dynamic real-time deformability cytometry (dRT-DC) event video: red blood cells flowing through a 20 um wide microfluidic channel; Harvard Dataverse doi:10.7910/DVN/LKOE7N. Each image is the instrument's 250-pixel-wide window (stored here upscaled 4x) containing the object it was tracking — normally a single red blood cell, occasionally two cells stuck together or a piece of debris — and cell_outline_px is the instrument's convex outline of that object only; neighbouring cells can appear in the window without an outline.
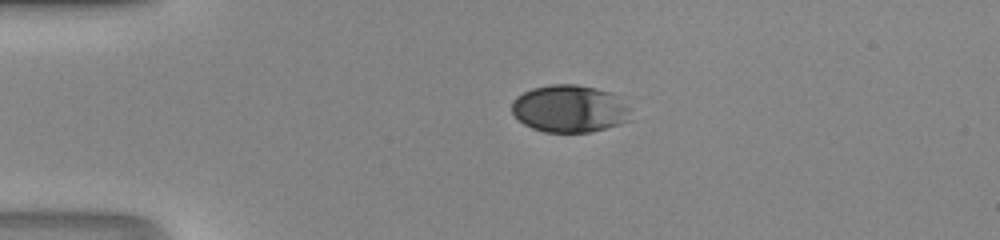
{"species": "human", "species_latin": "Homo sapiens", "temperature_condition": "room temperature", "stored_images_in_passage": 37, "camera_frame_rate_fps": 3000, "um_per_image_px": 0.085, "donor": {"sex": "male"}, "frame": {"image": 1, "passage_image": 1, "time_ms": 0.0, "image_size_px": [1000, 240], "cell_outline_px": [[632, 120], [620, 124], [592, 132], [544, 132], [532, 128], [524, 124], [512, 112], [512, 100], [516, 96], [532, 88], [552, 84], [576, 84], [596, 88], [612, 92], [628, 108]], "centroid_in_image_um": [48.41, 9.24], "position_along_channel_um": 36.6, "area_um2": 32.89}}
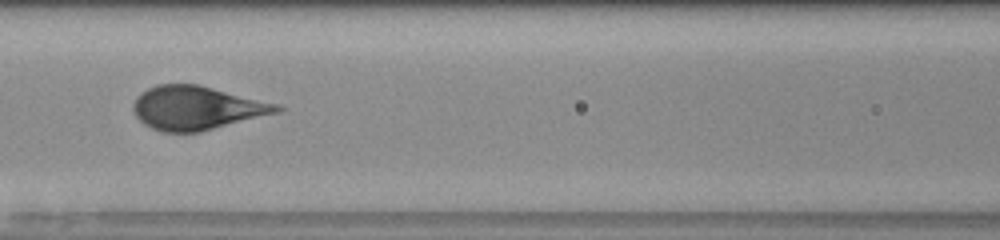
{"frame": {"image": 2, "passage_image": 12, "time_ms": 3.667, "image_size_px": [1000, 240], "cell_outline_px": [[284, 108], [280, 112], [200, 132], [164, 132], [152, 128], [144, 124], [136, 116], [132, 108], [132, 104], [136, 96], [140, 92], [156, 84], [200, 84], [280, 104]], "centroid_in_image_um": [16.72, 9.16], "position_along_channel_um": 149.9, "area_um2": 36.88}}
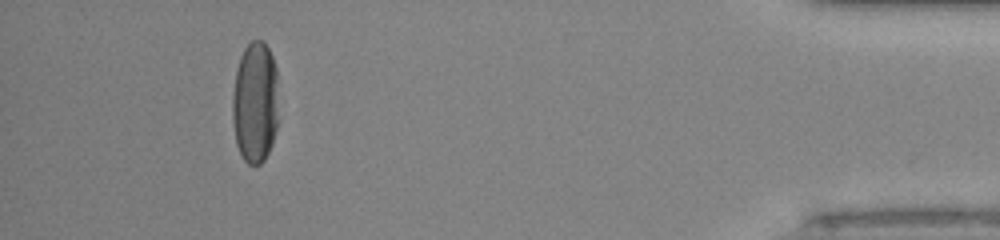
{"frame": {"image": 3, "passage_image": 34, "time_ms": 11.0, "image_size_px": [1000, 240], "cell_outline_px": [[276, 128], [272, 144], [264, 160], [260, 164], [248, 164], [240, 156], [236, 144], [232, 120], [232, 96], [236, 68], [240, 56], [244, 48], [252, 40], [264, 40], [272, 56], [276, 68]], "centroid_in_image_um": [21.65, 8.71], "position_along_channel_um": 413.6, "area_um2": 32.77}}